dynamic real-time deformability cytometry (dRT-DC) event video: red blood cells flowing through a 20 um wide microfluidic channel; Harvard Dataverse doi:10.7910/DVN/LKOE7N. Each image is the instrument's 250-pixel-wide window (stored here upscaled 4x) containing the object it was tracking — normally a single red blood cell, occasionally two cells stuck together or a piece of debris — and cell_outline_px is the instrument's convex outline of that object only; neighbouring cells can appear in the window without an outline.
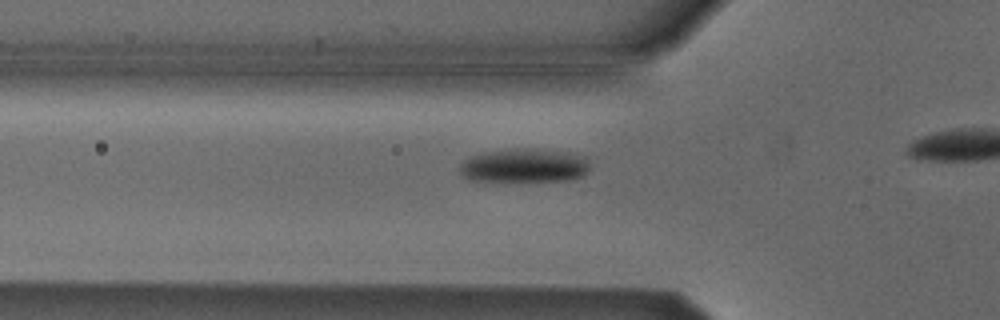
{"species": "Egyptian fruit bat (a non-hibernating species)", "species_latin": "Rousettus aegyptiacus", "temperature_condition": "cold", "stored_images_in_passage": 16, "camera_frame_rate_fps": 3000, "um_per_image_px": 0.085, "animal": {"sex": "male"}, "frame": {"image": 1, "passage_image": 4, "time_ms": 1.0, "image_size_px": [1000, 320], "cell_outline_px": [[588, 172], [584, 176], [572, 180], [468, 180], [460, 172], [460, 164], [468, 156], [484, 152], [516, 148], [532, 148], [568, 152], [584, 156], [588, 160]], "centroid_in_image_um": [44.58, 14.05], "position_along_channel_um": 81.2, "area_um2": 25.66}}
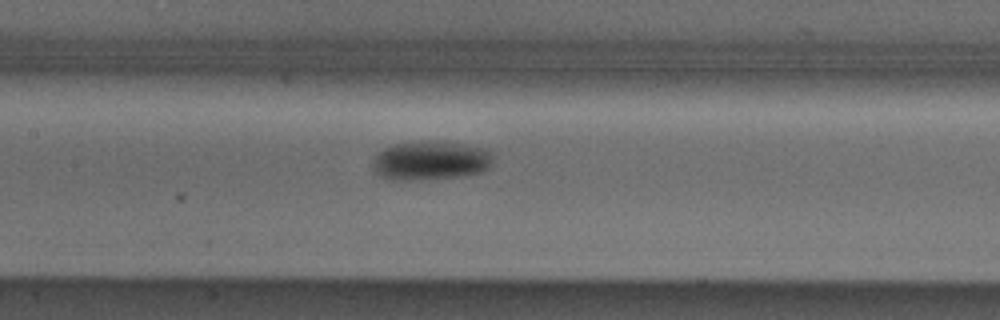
{"frame": {"image": 2, "passage_image": 11, "time_ms": 3.333, "image_size_px": [1000, 320], "cell_outline_px": [[492, 164], [484, 172], [464, 176], [436, 180], [384, 180], [372, 172], [372, 160], [376, 152], [392, 144], [420, 140], [464, 144], [484, 148], [492, 152]], "centroid_in_image_um": [36.53, 13.67], "position_along_channel_um": 170.9, "area_um2": 28.5}}
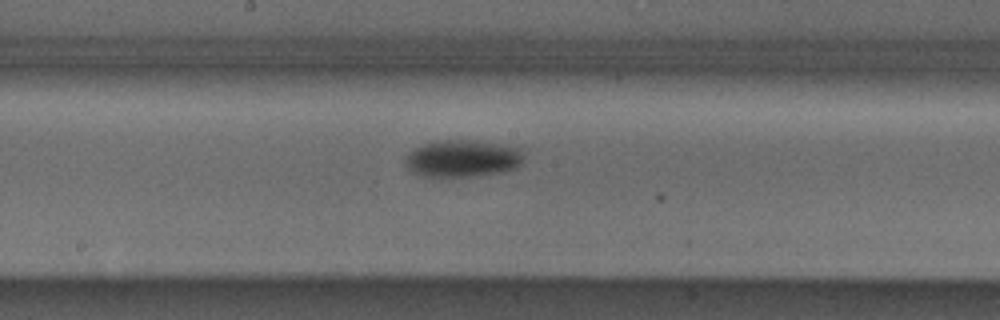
{"frame": {"image": 3, "passage_image": 14, "time_ms": 4.333, "image_size_px": [1000, 320], "cell_outline_px": [[524, 160], [516, 168], [504, 172], [476, 176], [424, 176], [412, 172], [404, 164], [404, 160], [408, 152], [432, 140], [472, 140], [524, 148]], "centroid_in_image_um": [39.35, 13.46], "position_along_channel_um": 208.9, "area_um2": 25.95}}